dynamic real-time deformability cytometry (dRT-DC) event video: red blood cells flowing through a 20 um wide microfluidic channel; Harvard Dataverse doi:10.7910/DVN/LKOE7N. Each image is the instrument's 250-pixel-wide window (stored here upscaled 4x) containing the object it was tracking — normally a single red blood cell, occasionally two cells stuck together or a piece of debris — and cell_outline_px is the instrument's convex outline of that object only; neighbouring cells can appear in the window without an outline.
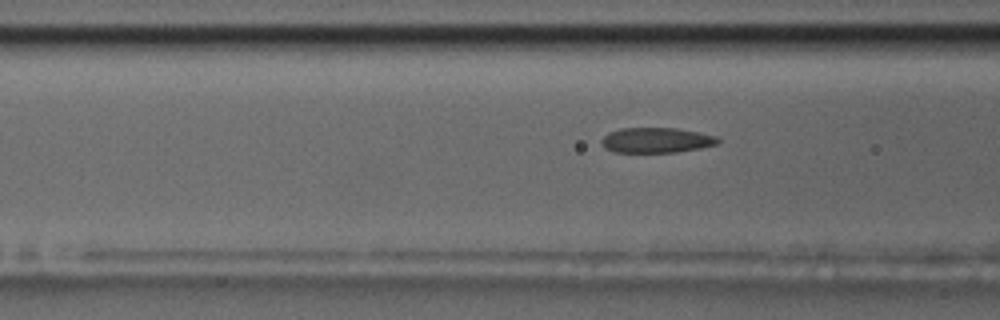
{"species": "common noctule bat (a hibernating species)", "species_latin": "Nyctalus noctula", "temperature_condition": "room temperature", "stored_images_in_passage": 8, "segment_of_instrument_passage": [2, 2], "camera_frame_rate_fps": 3000, "um_per_image_px": 0.085, "animal": {"sex": "male", "body_mass_g": 17.5, "forearm_length_mm": 52.3}, "frame": {"image": 1, "passage_image": 8, "time_ms": 8.667, "image_size_px": [1000, 320], "cell_outline_px": [[720, 140], [716, 144], [700, 148], [676, 152], [616, 152], [604, 148], [600, 144], [600, 140], [608, 132], [620, 128], [676, 128], [716, 136]], "centroid_in_image_um": [55.73, 11.91], "position_along_channel_um": 110.9, "area_um2": 17.05}}